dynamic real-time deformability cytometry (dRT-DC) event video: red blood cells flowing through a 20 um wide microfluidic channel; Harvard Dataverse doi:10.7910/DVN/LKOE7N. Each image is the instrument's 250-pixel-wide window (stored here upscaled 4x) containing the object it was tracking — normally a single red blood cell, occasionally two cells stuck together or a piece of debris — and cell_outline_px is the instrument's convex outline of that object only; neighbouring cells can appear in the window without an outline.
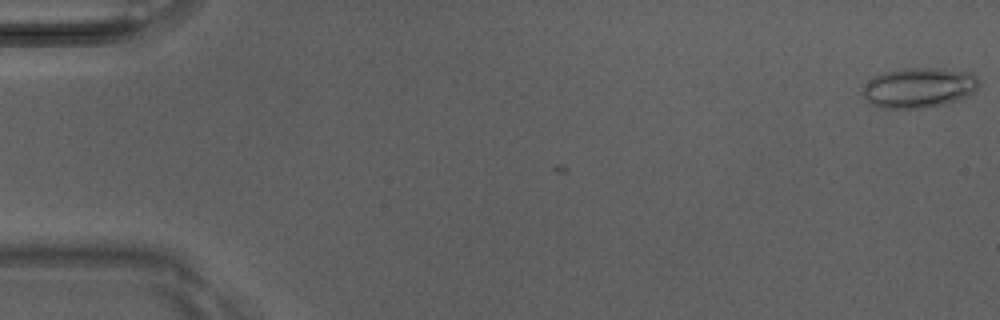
{"species": "Egyptian fruit bat (a non-hibernating species)", "species_latin": "Rousettus aegyptiacus", "temperature_condition": "room temperature", "stored_images_in_passage": 5, "camera_frame_rate_fps": 3000, "um_per_image_px": 0.085, "animal": {"sex": "male"}, "frame": {"image": 1, "passage_image": 1, "time_ms": 0.0, "image_size_px": [1000, 320], "cell_outline_px": [[980, 88], [976, 92], [960, 100], [944, 104], [924, 108], [884, 108], [868, 104], [860, 92], [864, 84], [876, 76], [884, 72], [904, 68], [944, 68], [972, 72], [980, 80]], "centroid_in_image_um": [78.15, 7.45], "position_along_channel_um": 6.9, "area_um2": 27.86}}